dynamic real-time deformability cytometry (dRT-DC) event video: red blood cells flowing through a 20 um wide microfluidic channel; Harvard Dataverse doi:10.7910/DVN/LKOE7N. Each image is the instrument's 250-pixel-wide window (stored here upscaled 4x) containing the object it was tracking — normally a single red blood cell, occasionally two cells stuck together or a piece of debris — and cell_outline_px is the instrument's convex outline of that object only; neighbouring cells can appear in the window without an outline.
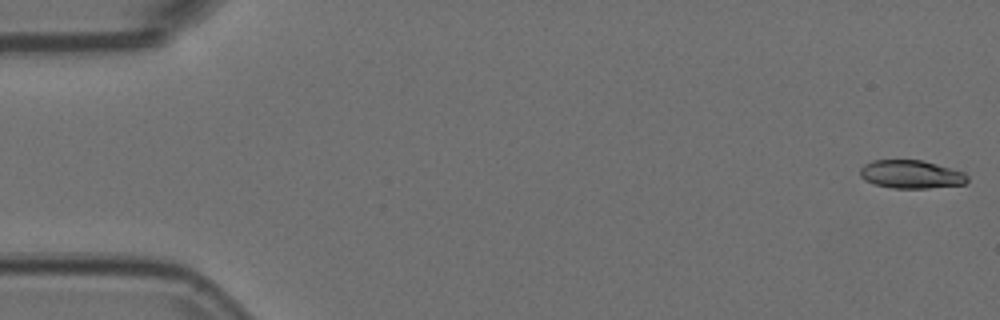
{"species": "Egyptian fruit bat (a non-hibernating species)", "species_latin": "Rousettus aegyptiacus", "temperature_condition": "room temperature", "stored_images_in_passage": 54, "camera_frame_rate_fps": 3000, "um_per_image_px": 0.085, "animal": {"sex": "female"}, "frame": {"image": 1, "passage_image": 1, "time_ms": 0.0, "image_size_px": [1000, 320], "cell_outline_px": [[968, 180], [964, 184], [928, 188], [892, 188], [876, 184], [864, 180], [860, 176], [860, 168], [864, 164], [872, 160], [920, 160], [936, 164], [964, 172], [968, 176]], "centroid_in_image_um": [77.42, 14.81], "position_along_channel_um": 7.6, "area_um2": 17.57}}
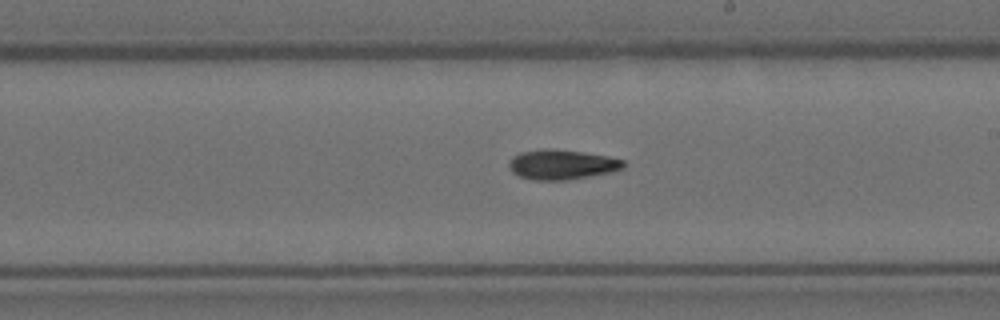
{"frame": {"image": 2, "passage_image": 31, "time_ms": 10.0, "image_size_px": [1000, 320], "cell_outline_px": [[624, 168], [612, 172], [568, 180], [532, 180], [520, 176], [512, 172], [508, 168], [508, 164], [512, 156], [520, 152], [540, 148], [552, 148], [584, 152], [608, 156], [624, 160]], "centroid_in_image_um": [47.73, 13.97], "position_along_channel_um": 241.3, "area_um2": 20.23}}
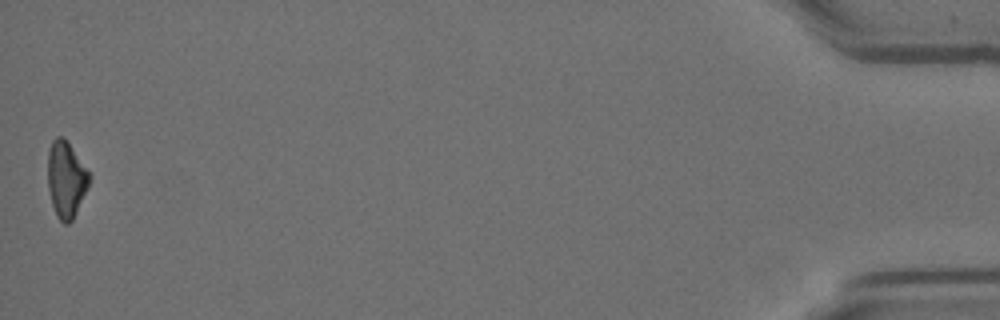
{"frame": {"image": 3, "passage_image": 54, "time_ms": 17.667, "image_size_px": [1000, 320], "cell_outline_px": [[92, 176], [88, 188], [72, 220], [68, 224], [64, 224], [56, 216], [52, 204], [48, 188], [48, 148], [52, 140], [56, 136], [64, 136]], "centroid_in_image_um": [5.62, 15.22], "position_along_channel_um": 429.6, "area_um2": 18.61}}